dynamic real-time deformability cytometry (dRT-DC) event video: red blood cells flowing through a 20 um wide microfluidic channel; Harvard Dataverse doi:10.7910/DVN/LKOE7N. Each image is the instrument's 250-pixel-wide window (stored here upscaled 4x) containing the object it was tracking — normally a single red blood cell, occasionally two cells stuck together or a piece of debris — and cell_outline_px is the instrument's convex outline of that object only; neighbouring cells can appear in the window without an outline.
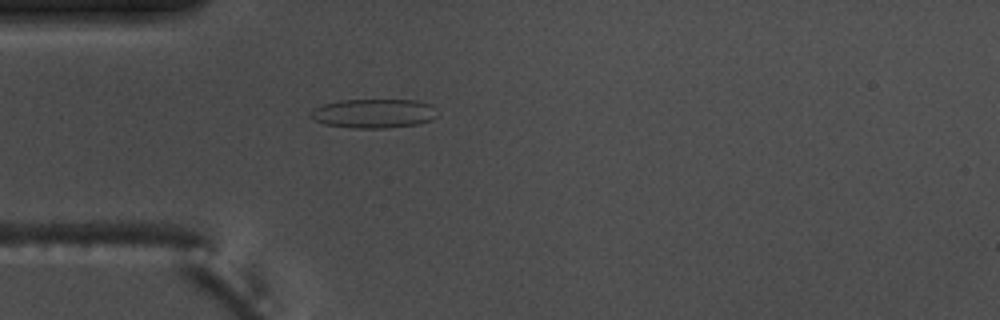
{"species": "common noctule bat (a hibernating species)", "species_latin": "Nyctalus noctula", "temperature_condition": "warm", "stored_images_in_passage": 4, "camera_frame_rate_fps": 3000, "um_per_image_px": 0.085, "animal": {"sex": "male", "body_mass_g": 17.5, "forearm_length_mm": 52.3}, "frame": {"image": 1, "passage_image": 4, "time_ms": 1.0, "image_size_px": [1000, 320], "cell_outline_px": [[436, 116], [432, 120], [416, 124], [384, 128], [352, 128], [324, 124], [312, 120], [308, 116], [312, 108], [324, 104], [340, 100], [416, 100], [432, 104], [436, 108]], "centroid_in_image_um": [31.73, 9.64], "position_along_channel_um": 53.3, "area_um2": 21.73}}